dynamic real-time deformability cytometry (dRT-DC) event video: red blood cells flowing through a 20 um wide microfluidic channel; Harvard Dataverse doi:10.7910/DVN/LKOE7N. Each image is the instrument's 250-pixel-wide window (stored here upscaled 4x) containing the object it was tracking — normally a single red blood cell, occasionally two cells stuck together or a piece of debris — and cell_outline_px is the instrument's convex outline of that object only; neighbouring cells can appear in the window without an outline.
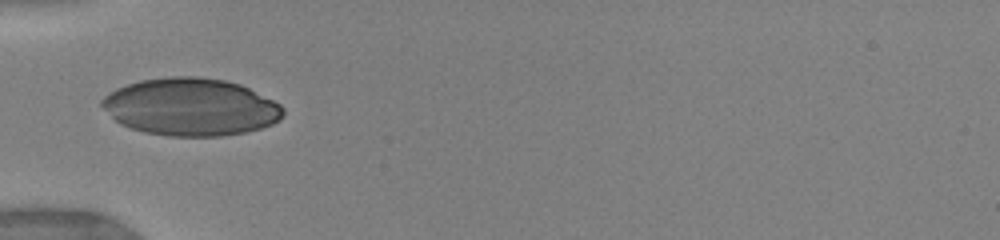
{"species": "human", "species_latin": "Homo sapiens", "temperature_condition": "warm", "stored_images_in_passage": 41, "camera_frame_rate_fps": 3000, "um_per_image_px": 0.085, "donor": {"sex": "female"}, "frame": {"image": 1, "passage_image": 1, "time_ms": 0.0, "image_size_px": [1000, 240], "cell_outline_px": [[284, 116], [280, 120], [272, 124], [260, 128], [244, 132], [220, 136], [168, 136], [144, 132], [120, 124], [100, 104], [100, 100], [108, 92], [116, 88], [140, 80], [172, 76], [196, 76], [224, 80], [240, 84], [280, 104], [284, 108]], "centroid_in_image_um": [16.2, 9.09], "position_along_channel_um": 68.8, "area_um2": 60.63}}